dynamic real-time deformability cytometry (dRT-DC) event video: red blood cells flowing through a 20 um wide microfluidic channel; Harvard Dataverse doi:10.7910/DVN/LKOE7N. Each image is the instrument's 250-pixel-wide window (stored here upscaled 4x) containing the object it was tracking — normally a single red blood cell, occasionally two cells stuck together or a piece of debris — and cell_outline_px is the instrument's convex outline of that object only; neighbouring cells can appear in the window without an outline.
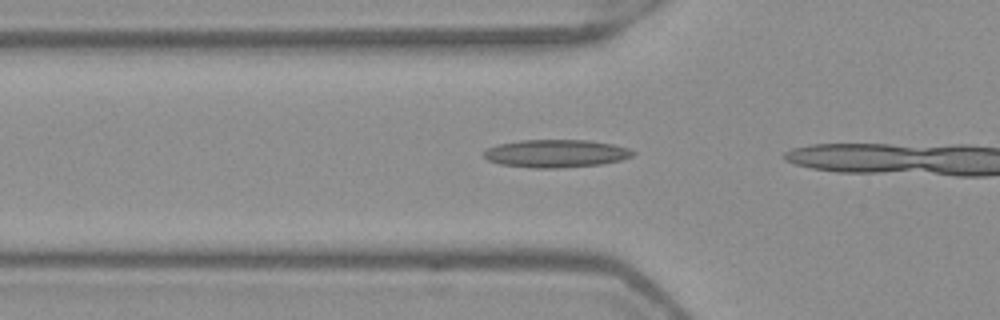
{"species": "Egyptian fruit bat (a non-hibernating species)", "species_latin": "Rousettus aegyptiacus", "temperature_condition": "warm", "stored_images_in_passage": 5, "camera_frame_rate_fps": 3000, "um_per_image_px": 0.085, "frame": {"image": 1, "passage_image": 3, "time_ms": 0.667, "image_size_px": [1000, 320], "cell_outline_px": [[636, 152], [632, 156], [620, 160], [600, 164], [560, 168], [532, 168], [500, 164], [488, 160], [484, 156], [484, 152], [488, 148], [500, 144], [520, 140], [588, 140], [612, 144], [628, 148]], "centroid_in_image_um": [47.26, 13.05], "position_along_channel_um": 78.5, "area_um2": 24.04}}